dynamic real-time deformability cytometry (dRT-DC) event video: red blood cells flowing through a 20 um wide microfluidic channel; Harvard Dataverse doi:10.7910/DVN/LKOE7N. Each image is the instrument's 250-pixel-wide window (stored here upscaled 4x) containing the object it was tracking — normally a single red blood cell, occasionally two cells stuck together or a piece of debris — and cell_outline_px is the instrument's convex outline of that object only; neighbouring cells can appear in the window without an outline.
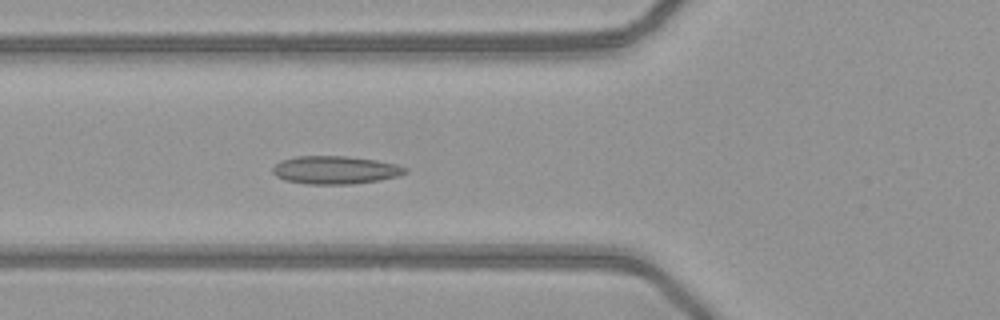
{"species": "common noctule bat (a hibernating species)", "species_latin": "Nyctalus noctula", "temperature_condition": "warm", "stored_images_in_passage": 50, "camera_frame_rate_fps": 3000, "um_per_image_px": 0.085, "animal": {"sex": "female", "body_mass_g": 21.9}, "frame": {"image": 1, "passage_image": 18, "time_ms": 5.667, "image_size_px": [1000, 320], "cell_outline_px": [[408, 172], [400, 176], [380, 180], [352, 184], [304, 184], [284, 180], [276, 176], [272, 172], [272, 168], [280, 160], [296, 156], [348, 156], [376, 160], [396, 164], [408, 168]], "centroid_in_image_um": [28.5, 14.45], "position_along_channel_um": 97.3, "area_um2": 21.91}}
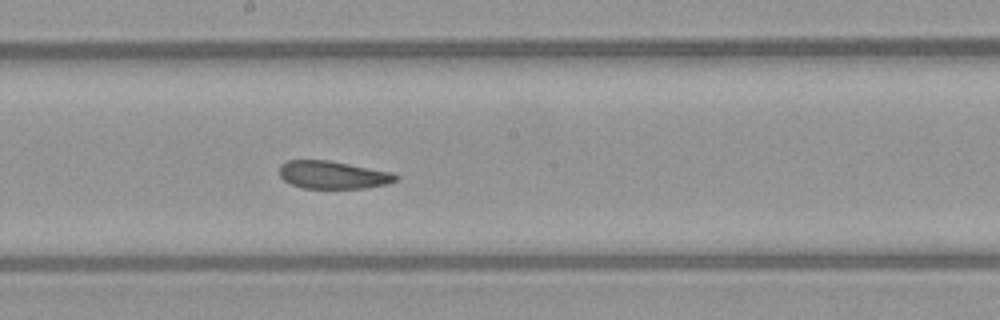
{"frame": {"image": 2, "passage_image": 27, "time_ms": 8.667, "image_size_px": [1000, 320], "cell_outline_px": [[400, 176], [396, 180], [388, 184], [364, 188], [304, 188], [292, 184], [284, 180], [280, 176], [280, 164], [288, 160], [328, 160], [392, 172]], "centroid_in_image_um": [28.31, 14.86], "position_along_channel_um": 219.9, "area_um2": 18.79}}
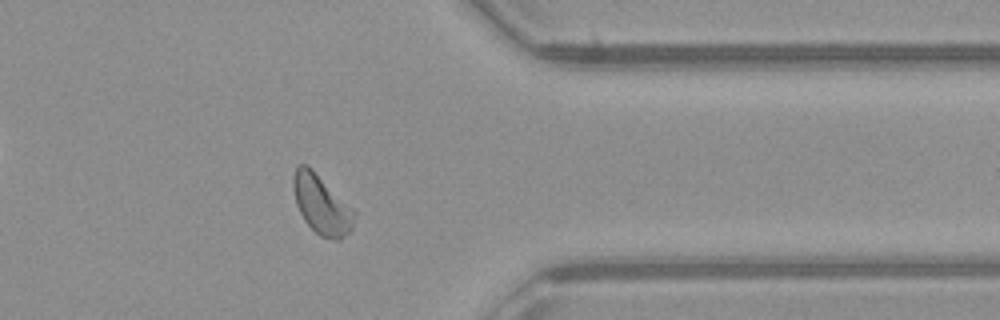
{"frame": {"image": 3, "passage_image": 40, "time_ms": 13.0, "image_size_px": [1000, 320], "cell_outline_px": [[356, 212], [352, 228], [340, 240], [336, 240], [320, 236], [304, 220], [296, 204], [292, 188], [292, 176], [296, 164], [308, 164]], "centroid_in_image_um": [27.29, 17.35], "position_along_channel_um": 384.1, "area_um2": 21.04}, "authors_computed_cell_mechanics": {"area_um2": 20.8658, "velocity_mm_per_s": 4.0655, "shape_relaxation_time_tau1_ms": null, "shape_relaxation_time_tau2_ms": 2.5579, "deformation_change_tau1": null, "deformation_change_tau2": 0.077}}